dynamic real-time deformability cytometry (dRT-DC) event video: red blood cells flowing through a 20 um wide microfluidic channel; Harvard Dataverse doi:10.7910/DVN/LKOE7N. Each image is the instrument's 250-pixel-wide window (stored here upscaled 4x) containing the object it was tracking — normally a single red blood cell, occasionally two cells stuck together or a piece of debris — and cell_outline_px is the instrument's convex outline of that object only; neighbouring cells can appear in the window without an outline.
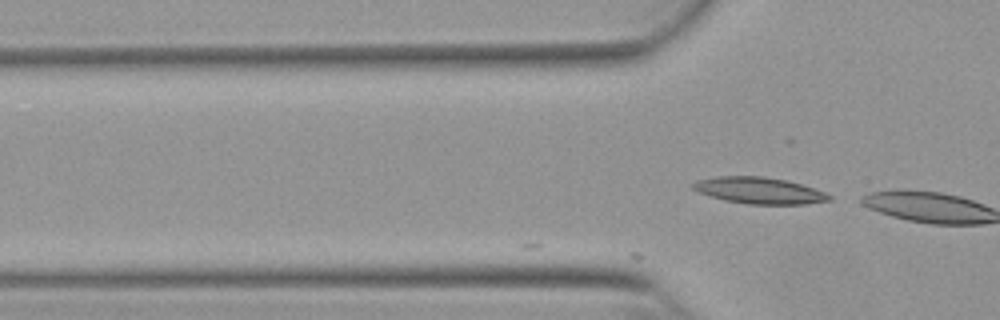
{"species": "Egyptian fruit bat (a non-hibernating species)", "species_latin": "Rousettus aegyptiacus", "temperature_condition": "warm", "stored_images_in_passage": 13, "camera_frame_rate_fps": 3000, "um_per_image_px": 0.085, "animal": {"sex": "female"}, "frame": {"image": 1, "passage_image": 13, "time_ms": 4.0, "image_size_px": [1000, 320], "cell_outline_px": [[832, 200], [804, 204], [748, 204], [724, 200], [708, 196], [692, 188], [692, 184], [696, 180], [716, 176], [764, 176], [788, 180], [824, 192], [832, 196]], "centroid_in_image_um": [64.51, 16.19], "position_along_channel_um": 61.3, "area_um2": 21.04}}